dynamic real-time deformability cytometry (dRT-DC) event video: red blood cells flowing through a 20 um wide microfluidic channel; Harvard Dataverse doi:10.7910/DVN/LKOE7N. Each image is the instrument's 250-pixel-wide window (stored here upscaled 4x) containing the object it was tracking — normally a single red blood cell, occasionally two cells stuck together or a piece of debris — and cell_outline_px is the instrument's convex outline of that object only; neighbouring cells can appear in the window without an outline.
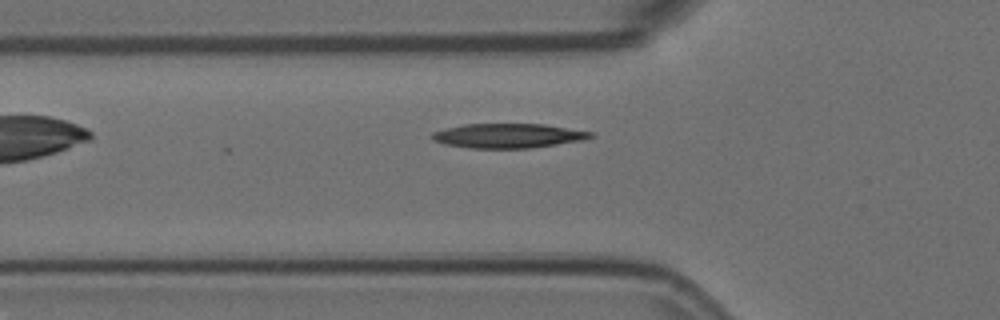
{"species": "Egyptian fruit bat (a non-hibernating species)", "species_latin": "Rousettus aegyptiacus", "temperature_condition": "room temperature", "stored_images_in_passage": 6, "camera_frame_rate_fps": 3000, "um_per_image_px": 0.085, "animal": {"sex": "female"}, "frame": {"image": 1, "passage_image": 6, "time_ms": 1.667, "image_size_px": [1000, 320], "cell_outline_px": [[596, 136], [584, 140], [528, 148], [472, 148], [444, 144], [432, 140], [432, 132], [464, 124], [544, 124], [592, 132]], "centroid_in_image_um": [43.2, 11.54], "position_along_channel_um": 82.6, "area_um2": 22.43}}